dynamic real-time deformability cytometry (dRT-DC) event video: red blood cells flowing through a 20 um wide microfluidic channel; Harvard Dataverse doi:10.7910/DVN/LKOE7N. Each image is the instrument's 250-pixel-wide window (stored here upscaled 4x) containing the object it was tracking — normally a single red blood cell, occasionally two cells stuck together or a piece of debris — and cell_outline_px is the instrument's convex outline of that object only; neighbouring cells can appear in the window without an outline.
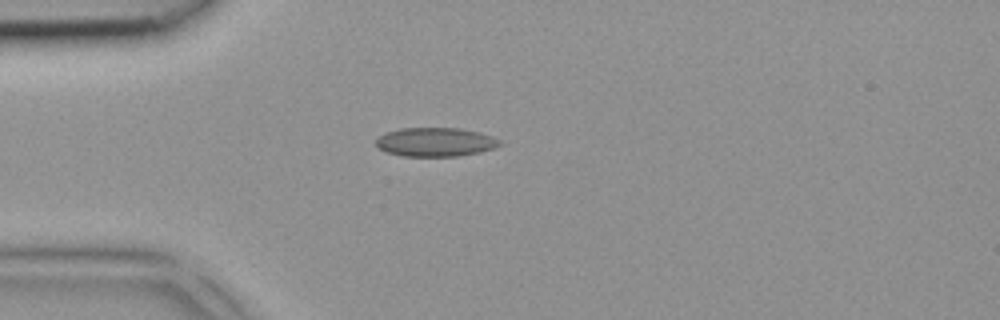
{"species": "common noctule bat (a hibernating species)", "species_latin": "Nyctalus noctula", "temperature_condition": "room temperature", "stored_images_in_passage": 3, "camera_frame_rate_fps": 3000, "um_per_image_px": 0.085, "animal": {"sex": "female", "body_mass_g": 18.4}, "frame": {"image": 1, "passage_image": 3, "time_ms": 0.667, "image_size_px": [1000, 320], "cell_outline_px": [[504, 144], [496, 148], [480, 152], [456, 156], [404, 156], [384, 152], [376, 148], [376, 140], [384, 132], [400, 128], [460, 128], [480, 132], [492, 136], [500, 140]], "centroid_in_image_um": [37.01, 12.07], "position_along_channel_um": 48.0, "area_um2": 21.15}}